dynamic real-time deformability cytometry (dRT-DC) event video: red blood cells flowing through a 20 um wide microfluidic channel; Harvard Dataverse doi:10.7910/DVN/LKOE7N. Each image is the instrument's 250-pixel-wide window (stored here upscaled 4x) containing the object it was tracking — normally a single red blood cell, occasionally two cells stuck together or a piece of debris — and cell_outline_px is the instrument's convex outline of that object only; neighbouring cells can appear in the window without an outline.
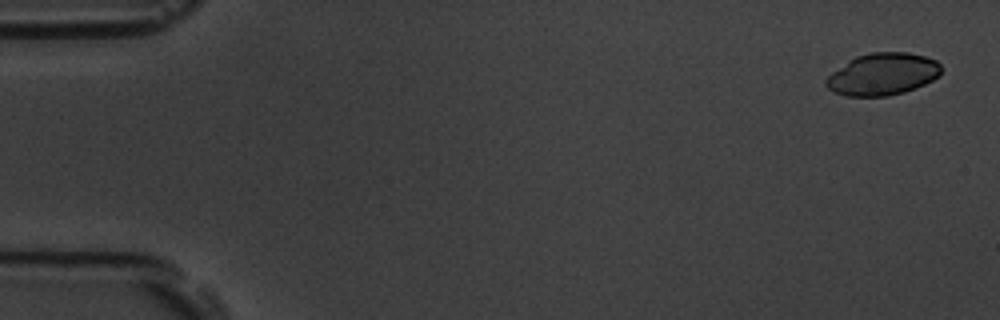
{"species": "common noctule bat (a hibernating species)", "species_latin": "Nyctalus noctula", "temperature_condition": "room temperature", "stored_images_in_passage": 5, "camera_frame_rate_fps": 3000, "um_per_image_px": 0.085, "animal": {"sex": "male", "body_mass_g": 19.5, "forearm_length_mm": 54.6}, "frame": {"image": 1, "passage_image": 1, "time_ms": 0.0, "image_size_px": [1000, 320], "cell_outline_px": [[940, 76], [924, 84], [904, 92], [888, 96], [844, 96], [832, 92], [824, 84], [824, 80], [832, 72], [848, 60], [856, 56], [872, 52], [908, 52], [924, 56], [936, 60], [940, 64]], "centroid_in_image_um": [74.99, 6.31], "position_along_channel_um": 10.0, "area_um2": 28.38}}